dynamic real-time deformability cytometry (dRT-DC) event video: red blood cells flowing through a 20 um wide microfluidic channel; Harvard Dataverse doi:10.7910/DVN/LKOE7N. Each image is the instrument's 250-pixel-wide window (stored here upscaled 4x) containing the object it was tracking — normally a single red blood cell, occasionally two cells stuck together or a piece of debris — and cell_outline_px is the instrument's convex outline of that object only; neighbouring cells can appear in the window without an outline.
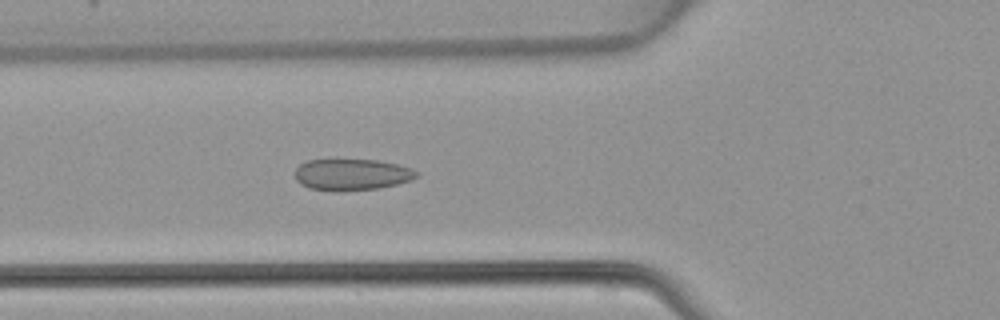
{"species": "common noctule bat (a hibernating species)", "species_latin": "Nyctalus noctula", "temperature_condition": "warm", "stored_images_in_passage": 26, "camera_frame_rate_fps": 3000, "um_per_image_px": 0.085, "animal": {"sex": "female", "body_mass_g": 22.7, "forearm_length_mm": 54.2}, "frame": {"image": 1, "passage_image": 9, "time_ms": 2.667, "image_size_px": [1000, 320], "cell_outline_px": [[420, 176], [412, 180], [380, 188], [336, 192], [308, 188], [300, 184], [296, 180], [296, 168], [300, 164], [308, 160], [380, 160], [412, 168], [420, 172]], "centroid_in_image_um": [29.94, 14.85], "position_along_channel_um": 95.9, "area_um2": 22.54}}
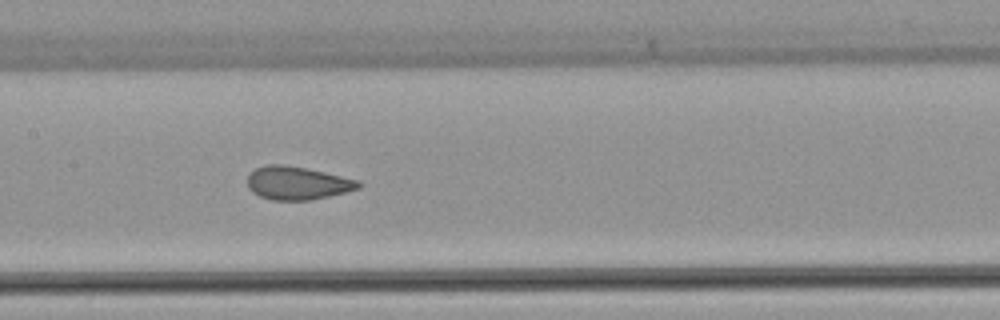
{"frame": {"image": 2, "passage_image": 15, "time_ms": 4.667, "image_size_px": [1000, 320], "cell_outline_px": [[364, 184], [360, 188], [312, 200], [272, 200], [260, 196], [252, 192], [248, 188], [248, 176], [256, 168], [268, 164], [284, 164], [324, 172], [360, 180]], "centroid_in_image_um": [25.29, 15.56], "position_along_channel_um": 182.1, "area_um2": 21.44}}
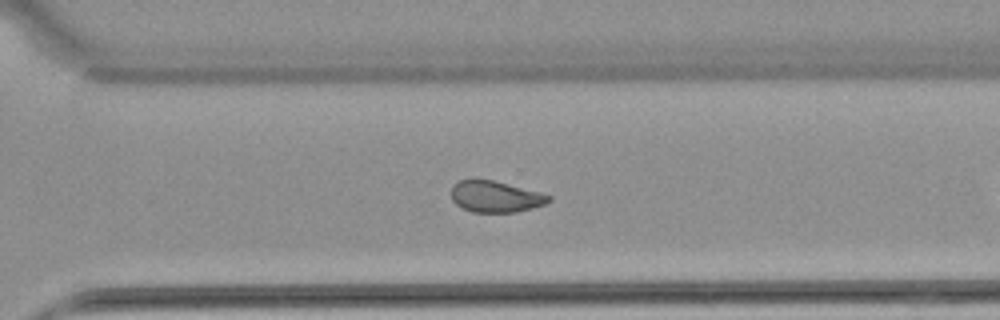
{"frame": {"image": 3, "passage_image": 22, "time_ms": 7.0, "image_size_px": [1000, 320], "cell_outline_px": [[552, 200], [544, 204], [516, 212], [472, 212], [456, 204], [452, 200], [452, 184], [460, 180], [492, 180], [540, 192], [552, 196]], "centroid_in_image_um": [42.12, 16.71], "position_along_channel_um": 328.5, "area_um2": 17.57}}